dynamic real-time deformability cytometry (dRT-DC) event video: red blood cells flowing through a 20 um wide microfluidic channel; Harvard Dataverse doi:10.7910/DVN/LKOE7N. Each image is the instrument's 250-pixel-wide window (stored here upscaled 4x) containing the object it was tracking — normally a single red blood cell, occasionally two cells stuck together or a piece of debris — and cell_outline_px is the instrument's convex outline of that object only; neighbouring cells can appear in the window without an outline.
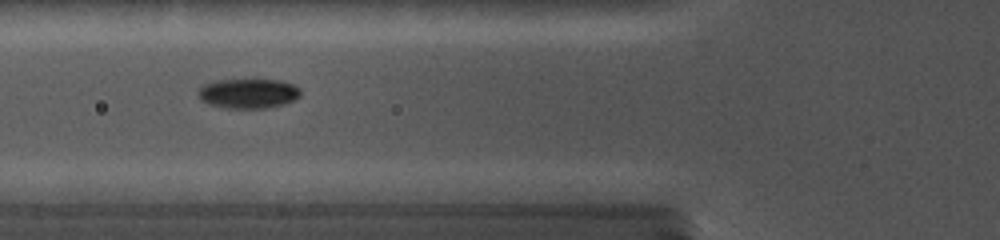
{"species": "common noctule bat (a hibernating species)", "species_latin": "Nyctalus noctula", "temperature_condition": "cold", "stored_images_in_passage": 16, "camera_frame_rate_fps": 5000, "um_per_image_px": 0.085, "animal": {"sex": "female", "body_mass_g": 19.0, "forearm_length_mm": 56.7}, "frame": {"image": 1, "passage_image": 12, "time_ms": 6.4, "image_size_px": [1000, 240], "cell_outline_px": [[300, 96], [292, 100], [280, 104], [264, 108], [224, 108], [208, 104], [200, 96], [200, 88], [204, 84], [216, 80], [280, 80], [292, 84], [300, 88]], "centroid_in_image_um": [21.11, 7.94], "position_along_channel_um": 104.7, "area_um2": 17.34}}